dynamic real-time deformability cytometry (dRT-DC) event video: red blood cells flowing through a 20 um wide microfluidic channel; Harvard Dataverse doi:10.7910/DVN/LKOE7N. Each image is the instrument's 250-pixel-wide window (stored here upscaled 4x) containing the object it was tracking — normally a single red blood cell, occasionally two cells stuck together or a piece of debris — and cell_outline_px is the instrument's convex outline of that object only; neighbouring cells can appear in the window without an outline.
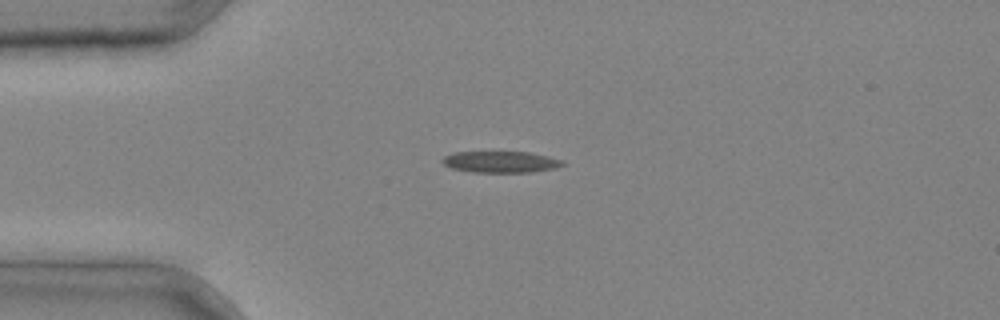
{"species": "common noctule bat (a hibernating species)", "species_latin": "Nyctalus noctula", "temperature_condition": "cold", "stored_images_in_passage": 1, "camera_frame_rate_fps": 3000, "um_per_image_px": 0.085, "animal": {"sex": "male", "body_mass_g": 20.4}, "frame": {"image": 1, "passage_image": 1, "time_ms": 0.0, "image_size_px": [1000, 320], "cell_outline_px": [[564, 164], [556, 168], [532, 172], [472, 172], [452, 168], [444, 164], [440, 160], [444, 156], [452, 152], [528, 152], [548, 156], [564, 160]], "centroid_in_image_um": [42.56, 13.76], "position_along_channel_um": 42.4, "area_um2": 15.03}}